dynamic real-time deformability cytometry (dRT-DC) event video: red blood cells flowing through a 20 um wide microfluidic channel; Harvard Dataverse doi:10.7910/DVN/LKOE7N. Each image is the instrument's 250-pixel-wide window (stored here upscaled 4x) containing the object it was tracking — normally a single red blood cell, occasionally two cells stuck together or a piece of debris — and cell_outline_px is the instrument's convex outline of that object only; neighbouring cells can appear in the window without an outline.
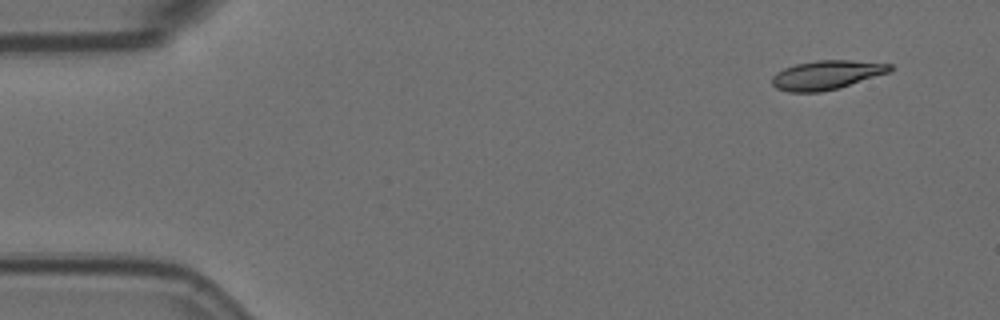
{"species": "Egyptian fruit bat (a non-hibernating species)", "species_latin": "Rousettus aegyptiacus", "temperature_condition": "room temperature", "stored_images_in_passage": 4, "camera_frame_rate_fps": 3000, "um_per_image_px": 0.085, "animal": {"sex": "female"}, "frame": {"image": 1, "passage_image": 1, "time_ms": 0.0, "image_size_px": [1000, 320], "cell_outline_px": [[892, 68], [888, 72], [840, 88], [820, 92], [788, 92], [776, 88], [772, 84], [772, 76], [776, 72], [784, 68], [796, 64], [816, 60], [852, 60], [892, 64]], "centroid_in_image_um": [70.22, 6.37], "position_along_channel_um": 14.8, "area_um2": 19.94}}
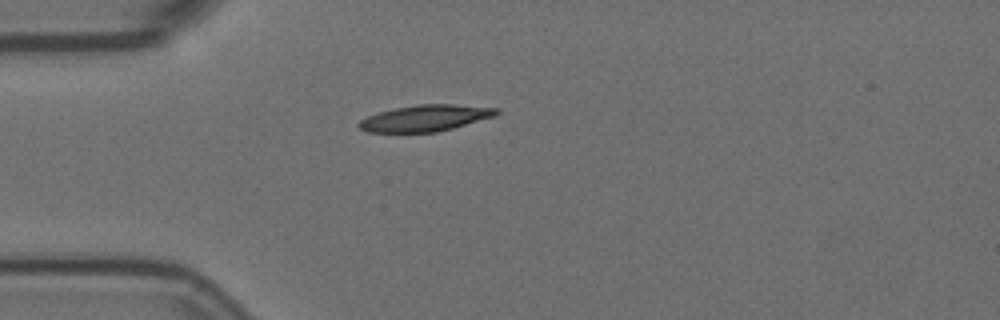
{"frame": {"image": 2, "passage_image": 4, "time_ms": 1.0, "image_size_px": [1000, 320], "cell_outline_px": [[500, 112], [496, 116], [452, 128], [436, 132], [368, 132], [360, 128], [356, 124], [360, 120], [368, 116], [380, 112], [396, 108], [420, 104], [452, 104], [500, 108]], "centroid_in_image_um": [36.19, 10.03], "position_along_channel_um": 48.8, "area_um2": 20.98}}